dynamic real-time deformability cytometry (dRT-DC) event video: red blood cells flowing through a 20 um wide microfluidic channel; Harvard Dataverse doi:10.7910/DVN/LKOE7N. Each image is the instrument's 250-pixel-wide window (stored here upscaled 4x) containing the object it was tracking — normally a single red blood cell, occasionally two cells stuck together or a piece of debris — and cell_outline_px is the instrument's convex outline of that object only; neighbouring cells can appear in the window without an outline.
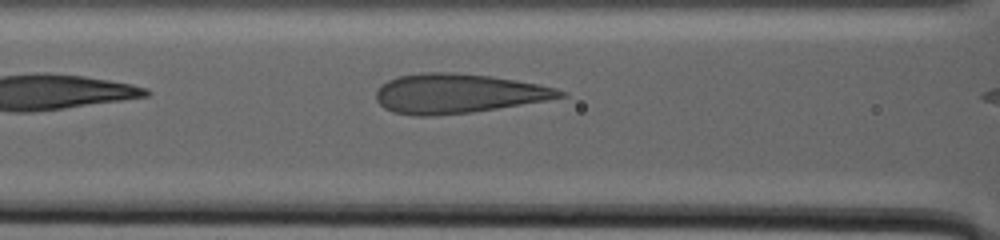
{"species": "human", "species_latin": "Homo sapiens", "temperature_condition": "warm", "stored_images_in_passage": 8, "camera_frame_rate_fps": 3000, "um_per_image_px": 0.085, "donor": {"sex": "male"}, "frame": {"image": 1, "passage_image": 6, "time_ms": 2.333, "image_size_px": [1000, 240], "cell_outline_px": [[568, 96], [548, 100], [472, 112], [428, 116], [416, 116], [392, 112], [384, 108], [376, 100], [376, 92], [388, 80], [400, 76], [420, 72], [452, 72], [492, 76], [516, 80], [556, 88], [568, 92]], "centroid_in_image_um": [38.94, 7.95], "position_along_channel_um": 127.7, "area_um2": 42.25}}